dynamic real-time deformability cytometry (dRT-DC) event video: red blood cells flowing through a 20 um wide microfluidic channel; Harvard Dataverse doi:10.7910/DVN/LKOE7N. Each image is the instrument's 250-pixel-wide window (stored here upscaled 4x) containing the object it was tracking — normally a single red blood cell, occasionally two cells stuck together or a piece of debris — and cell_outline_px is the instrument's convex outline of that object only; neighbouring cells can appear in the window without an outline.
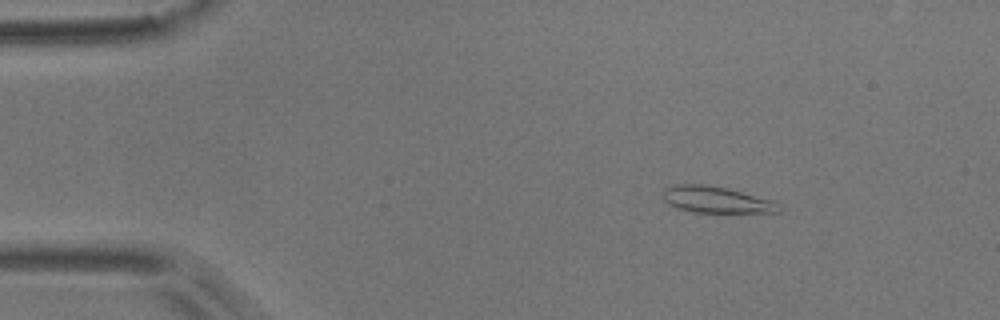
{"species": "common noctule bat (a hibernating species)", "species_latin": "Nyctalus noctula", "temperature_condition": "room temperature", "stored_images_in_passage": 5, "camera_frame_rate_fps": 3000, "um_per_image_px": 0.085, "animal": {"sex": "male", "body_mass_g": 17.9}, "frame": {"image": 1, "passage_image": 3, "time_ms": 0.667, "image_size_px": [1000, 320], "cell_outline_px": [[780, 212], [692, 212], [676, 208], [668, 204], [660, 196], [660, 192], [664, 188], [676, 184], [708, 184], [728, 188], [772, 200], [780, 208]], "centroid_in_image_um": [60.77, 16.96], "position_along_channel_um": 24.2, "area_um2": 18.03}}